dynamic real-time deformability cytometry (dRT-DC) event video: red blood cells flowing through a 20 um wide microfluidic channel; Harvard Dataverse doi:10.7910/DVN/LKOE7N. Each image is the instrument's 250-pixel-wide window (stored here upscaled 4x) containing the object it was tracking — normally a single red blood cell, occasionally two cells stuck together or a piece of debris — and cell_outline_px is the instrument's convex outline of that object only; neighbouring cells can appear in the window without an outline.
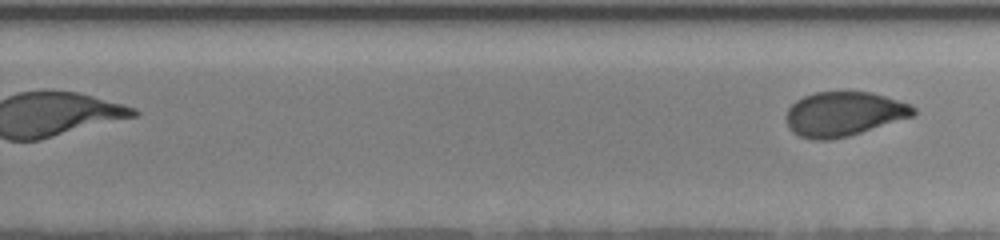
{"species": "human", "species_latin": "Homo sapiens", "temperature_condition": "room temperature", "stored_images_in_passage": 33, "segment_of_instrument_passage": [2, 2], "camera_frame_rate_fps": 3000, "um_per_image_px": 0.085, "donor": {"sex": "female"}, "frame": {"image": 1, "passage_image": 33, "time_ms": 9.667, "image_size_px": [1000, 240], "cell_outline_px": [[916, 116], [848, 136], [828, 140], [812, 140], [800, 136], [792, 132], [788, 128], [788, 108], [796, 100], [804, 96], [816, 92], [872, 92], [908, 104], [916, 108]], "centroid_in_image_um": [71.74, 9.7], "position_along_channel_um": 258.1, "area_um2": 32.83}}